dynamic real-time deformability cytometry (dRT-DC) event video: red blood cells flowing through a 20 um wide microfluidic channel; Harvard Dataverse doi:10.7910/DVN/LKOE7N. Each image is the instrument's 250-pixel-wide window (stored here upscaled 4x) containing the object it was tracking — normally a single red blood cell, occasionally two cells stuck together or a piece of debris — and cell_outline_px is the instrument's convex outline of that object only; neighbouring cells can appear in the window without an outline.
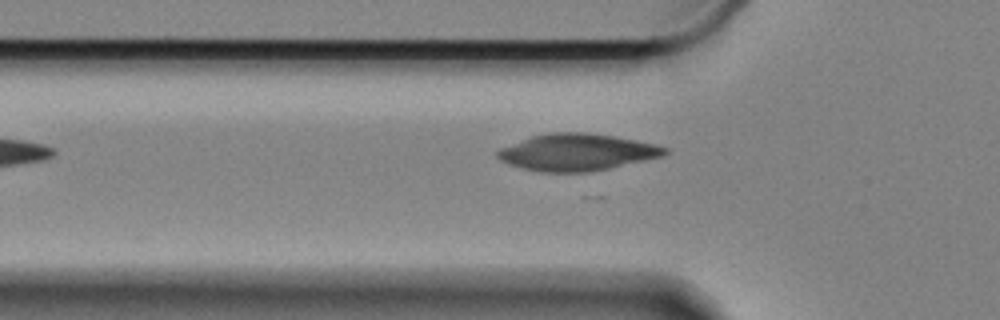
{"species": "Egyptian fruit bat (a non-hibernating species)", "species_latin": "Rousettus aegyptiacus", "temperature_condition": "cold", "stored_images_in_passage": 24, "camera_frame_rate_fps": 3000, "um_per_image_px": 0.085, "animal": {"sex": "female"}, "frame": {"image": 1, "passage_image": 4, "time_ms": 1.0, "image_size_px": [1000, 320], "cell_outline_px": [[668, 152], [664, 156], [608, 168], [588, 172], [544, 172], [524, 168], [508, 164], [500, 160], [496, 156], [496, 152], [500, 148], [532, 136], [548, 132], [584, 132], [616, 136], [656, 144], [668, 148]], "centroid_in_image_um": [49.05, 12.93], "position_along_channel_um": 76.7, "area_um2": 35.84}}
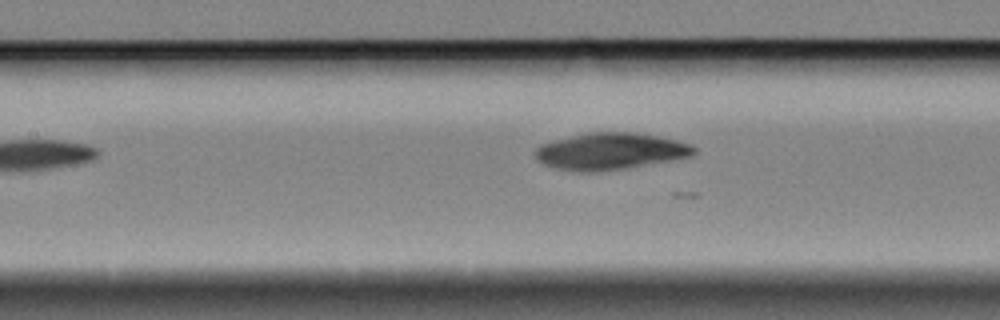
{"frame": {"image": 2, "passage_image": 11, "time_ms": 3.333, "image_size_px": [1000, 320], "cell_outline_px": [[696, 152], [692, 156], [672, 160], [628, 168], [596, 172], [576, 172], [556, 168], [544, 164], [536, 160], [536, 148], [540, 144], [584, 132], [632, 132], [660, 136], [692, 144], [696, 148]], "centroid_in_image_um": [51.89, 12.86], "position_along_channel_um": 155.5, "area_um2": 34.33}}
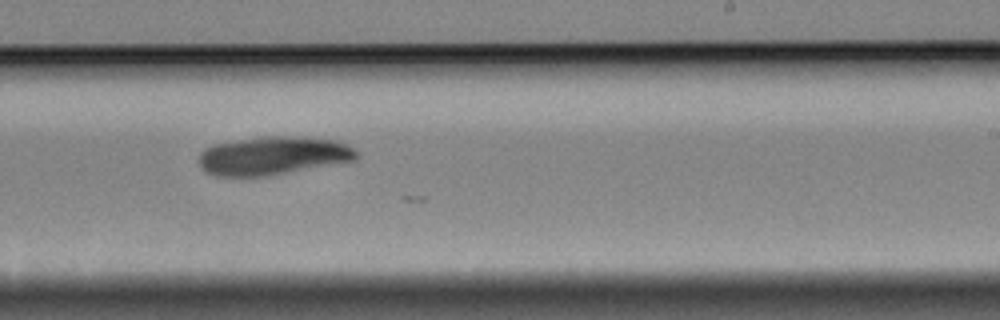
{"frame": {"image": 3, "passage_image": 21, "time_ms": 6.667, "image_size_px": [1000, 320], "cell_outline_px": [[360, 156], [356, 160], [268, 176], [216, 176], [208, 172], [200, 164], [200, 152], [216, 144], [260, 136], [300, 136], [336, 140], [352, 148]], "centroid_in_image_um": [23.26, 13.23], "position_along_channel_um": 265.7, "area_um2": 35.03}}